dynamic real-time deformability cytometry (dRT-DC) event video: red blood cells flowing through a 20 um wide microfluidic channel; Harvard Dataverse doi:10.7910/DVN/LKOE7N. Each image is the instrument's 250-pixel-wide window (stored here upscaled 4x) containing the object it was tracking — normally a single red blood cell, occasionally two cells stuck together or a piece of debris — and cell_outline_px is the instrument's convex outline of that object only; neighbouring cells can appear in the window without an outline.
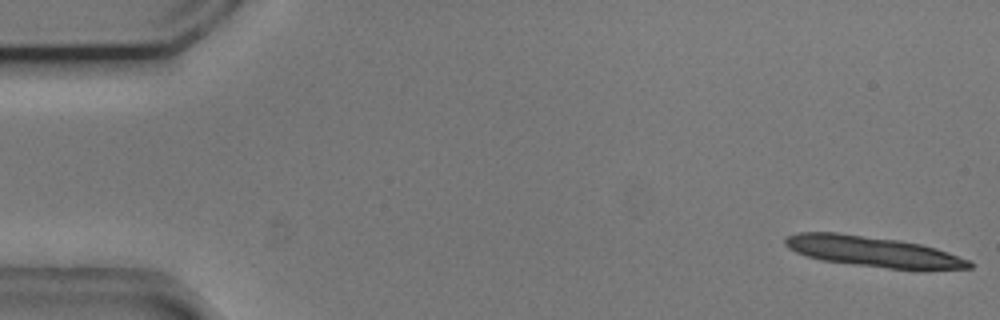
{"species": "common noctule bat (a hibernating species)", "species_latin": "Nyctalus noctula", "temperature_condition": "cold", "stored_images_in_passage": 13, "camera_frame_rate_fps": 3000, "um_per_image_px": 0.085, "animal": {"sex": "male", "body_mass_g": 20.5, "forearm_length_mm": 52.5}, "frame": {"image": 1, "passage_image": 1, "time_ms": 0.0, "image_size_px": [1000, 320], "cell_outline_px": [[972, 268], [888, 268], [824, 260], [808, 256], [796, 252], [788, 248], [784, 244], [784, 240], [788, 236], [800, 232], [836, 232], [900, 240], [920, 244], [936, 248], [972, 260]], "centroid_in_image_um": [74.18, 21.35], "position_along_channel_um": 10.8, "area_um2": 32.02}}